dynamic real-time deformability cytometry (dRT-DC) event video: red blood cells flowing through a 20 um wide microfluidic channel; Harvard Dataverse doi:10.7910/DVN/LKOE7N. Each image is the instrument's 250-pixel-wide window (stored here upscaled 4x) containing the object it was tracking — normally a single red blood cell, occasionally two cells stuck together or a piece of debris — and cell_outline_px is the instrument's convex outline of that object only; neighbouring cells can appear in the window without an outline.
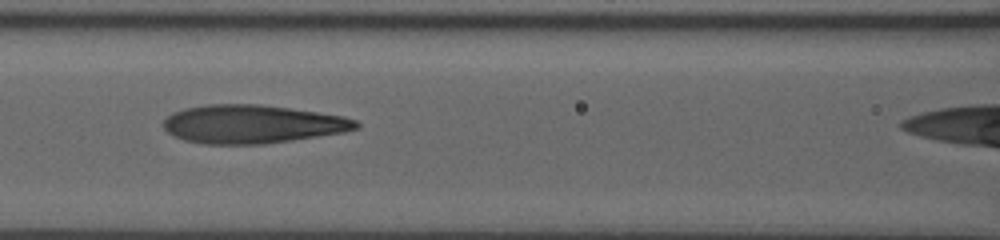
{"species": "human", "species_latin": "Homo sapiens", "temperature_condition": "room temperature", "stored_images_in_passage": 46, "camera_frame_rate_fps": 3000, "um_per_image_px": 0.085, "donor": {"sex": "male"}, "frame": {"image": 1, "passage_image": 21, "time_ms": 6.667, "image_size_px": [1000, 240], "cell_outline_px": [[360, 124], [356, 128], [344, 132], [292, 140], [264, 144], [204, 144], [184, 140], [168, 132], [160, 124], [172, 112], [184, 108], [208, 104], [260, 104], [344, 116], [356, 120]], "centroid_in_image_um": [21.41, 10.55], "position_along_channel_um": 145.2, "area_um2": 43.06}}
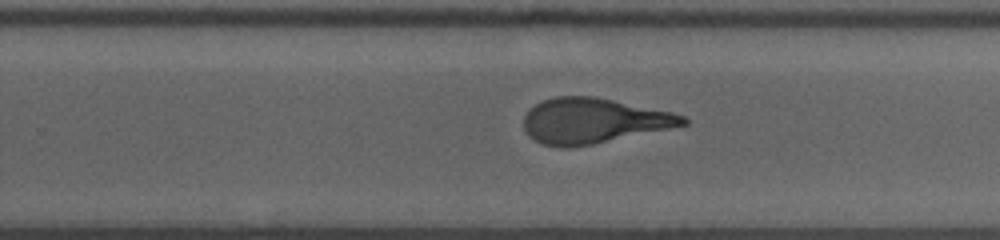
{"frame": {"image": 2, "passage_image": 32, "time_ms": 10.333, "image_size_px": [1000, 240], "cell_outline_px": [[688, 124], [592, 144], [568, 148], [560, 148], [540, 144], [528, 136], [524, 128], [524, 116], [536, 104], [544, 100], [556, 96], [592, 96], [672, 112], [684, 116], [688, 120]], "centroid_in_image_um": [50.39, 10.28], "position_along_channel_um": 279.4, "area_um2": 41.56}}
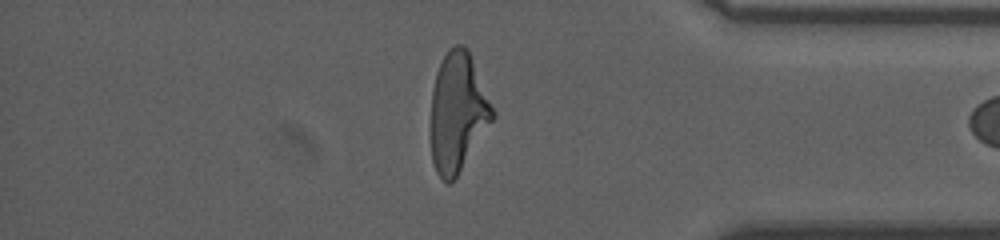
{"frame": {"image": 3, "passage_image": 43, "time_ms": 14.0, "image_size_px": [1000, 240], "cell_outline_px": [[496, 116], [456, 176], [448, 184], [436, 172], [432, 160], [432, 92], [436, 72], [448, 48], [456, 44], [464, 44], [468, 48], [496, 112]], "centroid_in_image_um": [38.93, 9.48], "position_along_channel_um": 396.3, "area_um2": 42.54}, "authors_computed_cell_mechanics": {"area_um2": 43.5812, "velocity_mm_per_s": 3.683, "shape_relaxation_time_tau1_ms": 7.1969, "shape_relaxation_time_tau2_ms": 1.6104, "deformation_change_tau1": 0.2833, "deformation_change_tau2": 0.1194}}